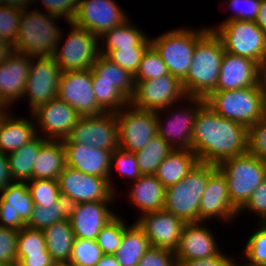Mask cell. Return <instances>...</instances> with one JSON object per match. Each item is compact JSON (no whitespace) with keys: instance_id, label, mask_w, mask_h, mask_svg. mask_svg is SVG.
Returning <instances> with one entry per match:
<instances>
[{"instance_id":"1","label":"cell","mask_w":266,"mask_h":266,"mask_svg":"<svg viewBox=\"0 0 266 266\" xmlns=\"http://www.w3.org/2000/svg\"><path fill=\"white\" fill-rule=\"evenodd\" d=\"M192 151L199 162L218 165L248 151V128L221 117L204 103L195 117Z\"/></svg>"},{"instance_id":"2","label":"cell","mask_w":266,"mask_h":266,"mask_svg":"<svg viewBox=\"0 0 266 266\" xmlns=\"http://www.w3.org/2000/svg\"><path fill=\"white\" fill-rule=\"evenodd\" d=\"M221 39L209 30L195 46L187 76L182 80L188 97L206 98L216 89L223 55Z\"/></svg>"},{"instance_id":"3","label":"cell","mask_w":266,"mask_h":266,"mask_svg":"<svg viewBox=\"0 0 266 266\" xmlns=\"http://www.w3.org/2000/svg\"><path fill=\"white\" fill-rule=\"evenodd\" d=\"M62 18L36 7L23 10L13 50L33 58L53 57L62 34L57 20Z\"/></svg>"},{"instance_id":"4","label":"cell","mask_w":266,"mask_h":266,"mask_svg":"<svg viewBox=\"0 0 266 266\" xmlns=\"http://www.w3.org/2000/svg\"><path fill=\"white\" fill-rule=\"evenodd\" d=\"M216 170L214 164L199 162L181 181L165 188L164 210L184 223L200 222V201Z\"/></svg>"},{"instance_id":"5","label":"cell","mask_w":266,"mask_h":266,"mask_svg":"<svg viewBox=\"0 0 266 266\" xmlns=\"http://www.w3.org/2000/svg\"><path fill=\"white\" fill-rule=\"evenodd\" d=\"M205 104L221 117L247 128L266 116L261 83L240 89L213 91L205 98Z\"/></svg>"},{"instance_id":"6","label":"cell","mask_w":266,"mask_h":266,"mask_svg":"<svg viewBox=\"0 0 266 266\" xmlns=\"http://www.w3.org/2000/svg\"><path fill=\"white\" fill-rule=\"evenodd\" d=\"M232 204L240 210L254 190L266 179V162L248 151L219 163Z\"/></svg>"},{"instance_id":"7","label":"cell","mask_w":266,"mask_h":266,"mask_svg":"<svg viewBox=\"0 0 266 266\" xmlns=\"http://www.w3.org/2000/svg\"><path fill=\"white\" fill-rule=\"evenodd\" d=\"M209 30V27L200 29L179 27L150 38V41L167 65L169 74L182 81L191 66L196 43Z\"/></svg>"},{"instance_id":"8","label":"cell","mask_w":266,"mask_h":266,"mask_svg":"<svg viewBox=\"0 0 266 266\" xmlns=\"http://www.w3.org/2000/svg\"><path fill=\"white\" fill-rule=\"evenodd\" d=\"M214 33L221 39L226 52L249 58L261 68L266 64V33L255 21H227Z\"/></svg>"},{"instance_id":"9","label":"cell","mask_w":266,"mask_h":266,"mask_svg":"<svg viewBox=\"0 0 266 266\" xmlns=\"http://www.w3.org/2000/svg\"><path fill=\"white\" fill-rule=\"evenodd\" d=\"M71 29L67 38L61 34L53 58L61 71H79L92 69L99 53V38L86 30L68 22ZM64 36V37H63ZM63 37V39H62ZM66 38V39H64ZM65 40L63 45L61 43Z\"/></svg>"},{"instance_id":"10","label":"cell","mask_w":266,"mask_h":266,"mask_svg":"<svg viewBox=\"0 0 266 266\" xmlns=\"http://www.w3.org/2000/svg\"><path fill=\"white\" fill-rule=\"evenodd\" d=\"M185 102H189V104L181 107L176 103L164 110L156 112L157 134L173 149L192 150V134L195 117L198 109L205 103V99L200 97H187ZM163 113L166 115L165 118H162Z\"/></svg>"},{"instance_id":"11","label":"cell","mask_w":266,"mask_h":266,"mask_svg":"<svg viewBox=\"0 0 266 266\" xmlns=\"http://www.w3.org/2000/svg\"><path fill=\"white\" fill-rule=\"evenodd\" d=\"M134 82L135 90L129 103L135 108L157 112L176 103L184 104L188 97L182 81L172 74Z\"/></svg>"},{"instance_id":"12","label":"cell","mask_w":266,"mask_h":266,"mask_svg":"<svg viewBox=\"0 0 266 266\" xmlns=\"http://www.w3.org/2000/svg\"><path fill=\"white\" fill-rule=\"evenodd\" d=\"M62 142L63 144H82L113 152L119 148L116 112L82 116Z\"/></svg>"},{"instance_id":"13","label":"cell","mask_w":266,"mask_h":266,"mask_svg":"<svg viewBox=\"0 0 266 266\" xmlns=\"http://www.w3.org/2000/svg\"><path fill=\"white\" fill-rule=\"evenodd\" d=\"M119 148L137 152L157 135L156 112L133 107L130 103L116 112Z\"/></svg>"},{"instance_id":"14","label":"cell","mask_w":266,"mask_h":266,"mask_svg":"<svg viewBox=\"0 0 266 266\" xmlns=\"http://www.w3.org/2000/svg\"><path fill=\"white\" fill-rule=\"evenodd\" d=\"M57 181L61 196L66 198L70 205L117 199V194L110 188L107 178L85 174L67 165Z\"/></svg>"},{"instance_id":"15","label":"cell","mask_w":266,"mask_h":266,"mask_svg":"<svg viewBox=\"0 0 266 266\" xmlns=\"http://www.w3.org/2000/svg\"><path fill=\"white\" fill-rule=\"evenodd\" d=\"M61 72L53 57H32L22 99L29 102V114L57 97Z\"/></svg>"},{"instance_id":"16","label":"cell","mask_w":266,"mask_h":266,"mask_svg":"<svg viewBox=\"0 0 266 266\" xmlns=\"http://www.w3.org/2000/svg\"><path fill=\"white\" fill-rule=\"evenodd\" d=\"M57 97L72 106L81 117L106 112L96 100L91 69L62 71Z\"/></svg>"},{"instance_id":"17","label":"cell","mask_w":266,"mask_h":266,"mask_svg":"<svg viewBox=\"0 0 266 266\" xmlns=\"http://www.w3.org/2000/svg\"><path fill=\"white\" fill-rule=\"evenodd\" d=\"M115 0H80L72 22L98 38L129 18Z\"/></svg>"},{"instance_id":"18","label":"cell","mask_w":266,"mask_h":266,"mask_svg":"<svg viewBox=\"0 0 266 266\" xmlns=\"http://www.w3.org/2000/svg\"><path fill=\"white\" fill-rule=\"evenodd\" d=\"M31 115L36 121L37 135L52 140L65 139L81 118L72 106L58 97L40 105Z\"/></svg>"},{"instance_id":"19","label":"cell","mask_w":266,"mask_h":266,"mask_svg":"<svg viewBox=\"0 0 266 266\" xmlns=\"http://www.w3.org/2000/svg\"><path fill=\"white\" fill-rule=\"evenodd\" d=\"M114 203L99 201L70 205L68 218L75 238L96 240L100 230L118 215L110 208Z\"/></svg>"},{"instance_id":"20","label":"cell","mask_w":266,"mask_h":266,"mask_svg":"<svg viewBox=\"0 0 266 266\" xmlns=\"http://www.w3.org/2000/svg\"><path fill=\"white\" fill-rule=\"evenodd\" d=\"M136 219L151 246L175 252L185 224L181 219L164 209L144 213Z\"/></svg>"},{"instance_id":"21","label":"cell","mask_w":266,"mask_h":266,"mask_svg":"<svg viewBox=\"0 0 266 266\" xmlns=\"http://www.w3.org/2000/svg\"><path fill=\"white\" fill-rule=\"evenodd\" d=\"M238 209L232 204L225 177L217 169L210 177L200 201V222L221 220L237 221Z\"/></svg>"},{"instance_id":"22","label":"cell","mask_w":266,"mask_h":266,"mask_svg":"<svg viewBox=\"0 0 266 266\" xmlns=\"http://www.w3.org/2000/svg\"><path fill=\"white\" fill-rule=\"evenodd\" d=\"M33 206L27 182H12L0 190V226L19 231L29 221Z\"/></svg>"},{"instance_id":"23","label":"cell","mask_w":266,"mask_h":266,"mask_svg":"<svg viewBox=\"0 0 266 266\" xmlns=\"http://www.w3.org/2000/svg\"><path fill=\"white\" fill-rule=\"evenodd\" d=\"M32 57L13 50L0 63V97L11 108L23 99Z\"/></svg>"},{"instance_id":"24","label":"cell","mask_w":266,"mask_h":266,"mask_svg":"<svg viewBox=\"0 0 266 266\" xmlns=\"http://www.w3.org/2000/svg\"><path fill=\"white\" fill-rule=\"evenodd\" d=\"M205 222L185 223L178 247L176 260H197L216 255L220 251L217 236Z\"/></svg>"},{"instance_id":"25","label":"cell","mask_w":266,"mask_h":266,"mask_svg":"<svg viewBox=\"0 0 266 266\" xmlns=\"http://www.w3.org/2000/svg\"><path fill=\"white\" fill-rule=\"evenodd\" d=\"M260 71L261 67L255 61L225 51L214 91H227L258 85Z\"/></svg>"},{"instance_id":"26","label":"cell","mask_w":266,"mask_h":266,"mask_svg":"<svg viewBox=\"0 0 266 266\" xmlns=\"http://www.w3.org/2000/svg\"><path fill=\"white\" fill-rule=\"evenodd\" d=\"M66 165L85 174L107 178L111 170V151L82 144H63Z\"/></svg>"},{"instance_id":"27","label":"cell","mask_w":266,"mask_h":266,"mask_svg":"<svg viewBox=\"0 0 266 266\" xmlns=\"http://www.w3.org/2000/svg\"><path fill=\"white\" fill-rule=\"evenodd\" d=\"M34 120L31 114L27 118H18L11 110L2 113L0 115V151L9 154L33 140L37 136Z\"/></svg>"},{"instance_id":"28","label":"cell","mask_w":266,"mask_h":266,"mask_svg":"<svg viewBox=\"0 0 266 266\" xmlns=\"http://www.w3.org/2000/svg\"><path fill=\"white\" fill-rule=\"evenodd\" d=\"M130 184L126 197L129 203L140 211L138 217L144 213L164 209L165 187L154 174L142 175Z\"/></svg>"},{"instance_id":"29","label":"cell","mask_w":266,"mask_h":266,"mask_svg":"<svg viewBox=\"0 0 266 266\" xmlns=\"http://www.w3.org/2000/svg\"><path fill=\"white\" fill-rule=\"evenodd\" d=\"M65 166V149L62 140L47 139L35 158L32 179L57 180Z\"/></svg>"},{"instance_id":"30","label":"cell","mask_w":266,"mask_h":266,"mask_svg":"<svg viewBox=\"0 0 266 266\" xmlns=\"http://www.w3.org/2000/svg\"><path fill=\"white\" fill-rule=\"evenodd\" d=\"M198 163L192 150L174 149L163 159L154 175L167 188L181 181Z\"/></svg>"},{"instance_id":"31","label":"cell","mask_w":266,"mask_h":266,"mask_svg":"<svg viewBox=\"0 0 266 266\" xmlns=\"http://www.w3.org/2000/svg\"><path fill=\"white\" fill-rule=\"evenodd\" d=\"M42 231L47 251L56 264L69 263L75 240L69 218L60 220Z\"/></svg>"},{"instance_id":"32","label":"cell","mask_w":266,"mask_h":266,"mask_svg":"<svg viewBox=\"0 0 266 266\" xmlns=\"http://www.w3.org/2000/svg\"><path fill=\"white\" fill-rule=\"evenodd\" d=\"M151 247L143 229L133 221L124 231L119 248L114 256L120 266H137L139 260Z\"/></svg>"},{"instance_id":"33","label":"cell","mask_w":266,"mask_h":266,"mask_svg":"<svg viewBox=\"0 0 266 266\" xmlns=\"http://www.w3.org/2000/svg\"><path fill=\"white\" fill-rule=\"evenodd\" d=\"M136 27L129 17L122 24L106 31L99 37V49H120L125 46H150V36ZM101 41V42H100Z\"/></svg>"},{"instance_id":"34","label":"cell","mask_w":266,"mask_h":266,"mask_svg":"<svg viewBox=\"0 0 266 266\" xmlns=\"http://www.w3.org/2000/svg\"><path fill=\"white\" fill-rule=\"evenodd\" d=\"M92 81L113 83L129 100L134 94V75L111 62L104 55H99L92 66Z\"/></svg>"},{"instance_id":"35","label":"cell","mask_w":266,"mask_h":266,"mask_svg":"<svg viewBox=\"0 0 266 266\" xmlns=\"http://www.w3.org/2000/svg\"><path fill=\"white\" fill-rule=\"evenodd\" d=\"M47 139L37 135L29 143L24 144L18 150L8 156L10 173L14 181L28 182L32 179V169L39 149Z\"/></svg>"},{"instance_id":"36","label":"cell","mask_w":266,"mask_h":266,"mask_svg":"<svg viewBox=\"0 0 266 266\" xmlns=\"http://www.w3.org/2000/svg\"><path fill=\"white\" fill-rule=\"evenodd\" d=\"M174 150L160 135L154 136L147 145L135 152L142 175L155 174L163 159Z\"/></svg>"},{"instance_id":"37","label":"cell","mask_w":266,"mask_h":266,"mask_svg":"<svg viewBox=\"0 0 266 266\" xmlns=\"http://www.w3.org/2000/svg\"><path fill=\"white\" fill-rule=\"evenodd\" d=\"M69 212L70 203L61 196L55 203L45 204L43 207L34 205L26 226L32 229L43 230L60 220L68 218Z\"/></svg>"},{"instance_id":"38","label":"cell","mask_w":266,"mask_h":266,"mask_svg":"<svg viewBox=\"0 0 266 266\" xmlns=\"http://www.w3.org/2000/svg\"><path fill=\"white\" fill-rule=\"evenodd\" d=\"M111 170L110 175L108 177V182L110 185V188L115 193V183H113V175L116 171L119 173V175L123 176L124 178H129L132 181H136L139 177L142 176V173L139 170V167L137 165L136 155L133 152L125 151L121 148L115 149L111 154ZM114 168L116 170H114ZM113 174V175H112Z\"/></svg>"},{"instance_id":"39","label":"cell","mask_w":266,"mask_h":266,"mask_svg":"<svg viewBox=\"0 0 266 266\" xmlns=\"http://www.w3.org/2000/svg\"><path fill=\"white\" fill-rule=\"evenodd\" d=\"M149 46H125L120 49H99L111 62L135 75L139 68L143 54Z\"/></svg>"},{"instance_id":"40","label":"cell","mask_w":266,"mask_h":266,"mask_svg":"<svg viewBox=\"0 0 266 266\" xmlns=\"http://www.w3.org/2000/svg\"><path fill=\"white\" fill-rule=\"evenodd\" d=\"M92 85L98 104L106 112H118L130 102L111 82L92 81Z\"/></svg>"},{"instance_id":"41","label":"cell","mask_w":266,"mask_h":266,"mask_svg":"<svg viewBox=\"0 0 266 266\" xmlns=\"http://www.w3.org/2000/svg\"><path fill=\"white\" fill-rule=\"evenodd\" d=\"M125 220L118 214L100 230L95 241L103 254L114 255L116 253L121 244L124 231L129 225Z\"/></svg>"},{"instance_id":"42","label":"cell","mask_w":266,"mask_h":266,"mask_svg":"<svg viewBox=\"0 0 266 266\" xmlns=\"http://www.w3.org/2000/svg\"><path fill=\"white\" fill-rule=\"evenodd\" d=\"M255 231L247 238L243 255L251 266H266V223H256Z\"/></svg>"},{"instance_id":"43","label":"cell","mask_w":266,"mask_h":266,"mask_svg":"<svg viewBox=\"0 0 266 266\" xmlns=\"http://www.w3.org/2000/svg\"><path fill=\"white\" fill-rule=\"evenodd\" d=\"M169 74L167 65L156 49L150 45L143 54L134 81H146Z\"/></svg>"},{"instance_id":"44","label":"cell","mask_w":266,"mask_h":266,"mask_svg":"<svg viewBox=\"0 0 266 266\" xmlns=\"http://www.w3.org/2000/svg\"><path fill=\"white\" fill-rule=\"evenodd\" d=\"M103 256L95 240L75 238L69 263L71 266H96Z\"/></svg>"},{"instance_id":"45","label":"cell","mask_w":266,"mask_h":266,"mask_svg":"<svg viewBox=\"0 0 266 266\" xmlns=\"http://www.w3.org/2000/svg\"><path fill=\"white\" fill-rule=\"evenodd\" d=\"M47 251L46 240L42 230L27 226L21 228L17 237V263L27 254Z\"/></svg>"},{"instance_id":"46","label":"cell","mask_w":266,"mask_h":266,"mask_svg":"<svg viewBox=\"0 0 266 266\" xmlns=\"http://www.w3.org/2000/svg\"><path fill=\"white\" fill-rule=\"evenodd\" d=\"M34 205L41 207L55 203L60 197L58 181L54 179H31L27 182Z\"/></svg>"},{"instance_id":"47","label":"cell","mask_w":266,"mask_h":266,"mask_svg":"<svg viewBox=\"0 0 266 266\" xmlns=\"http://www.w3.org/2000/svg\"><path fill=\"white\" fill-rule=\"evenodd\" d=\"M226 6L232 9V15L224 19L217 26H210L209 29L214 31L219 25L232 20L255 21L260 9L261 0H225Z\"/></svg>"},{"instance_id":"48","label":"cell","mask_w":266,"mask_h":266,"mask_svg":"<svg viewBox=\"0 0 266 266\" xmlns=\"http://www.w3.org/2000/svg\"><path fill=\"white\" fill-rule=\"evenodd\" d=\"M19 231L0 226V266L17 265V237Z\"/></svg>"},{"instance_id":"49","label":"cell","mask_w":266,"mask_h":266,"mask_svg":"<svg viewBox=\"0 0 266 266\" xmlns=\"http://www.w3.org/2000/svg\"><path fill=\"white\" fill-rule=\"evenodd\" d=\"M21 12L8 6L0 5V36H3L11 45L17 40Z\"/></svg>"},{"instance_id":"50","label":"cell","mask_w":266,"mask_h":266,"mask_svg":"<svg viewBox=\"0 0 266 266\" xmlns=\"http://www.w3.org/2000/svg\"><path fill=\"white\" fill-rule=\"evenodd\" d=\"M248 152L266 162V116L248 128Z\"/></svg>"},{"instance_id":"51","label":"cell","mask_w":266,"mask_h":266,"mask_svg":"<svg viewBox=\"0 0 266 266\" xmlns=\"http://www.w3.org/2000/svg\"><path fill=\"white\" fill-rule=\"evenodd\" d=\"M244 212L255 214L258 220L256 223H266V179L254 190L247 203L238 211V216Z\"/></svg>"},{"instance_id":"52","label":"cell","mask_w":266,"mask_h":266,"mask_svg":"<svg viewBox=\"0 0 266 266\" xmlns=\"http://www.w3.org/2000/svg\"><path fill=\"white\" fill-rule=\"evenodd\" d=\"M38 1L45 8L43 11L63 17L66 23L74 19L80 3V0H33V3Z\"/></svg>"},{"instance_id":"53","label":"cell","mask_w":266,"mask_h":266,"mask_svg":"<svg viewBox=\"0 0 266 266\" xmlns=\"http://www.w3.org/2000/svg\"><path fill=\"white\" fill-rule=\"evenodd\" d=\"M137 266H178L175 253L168 249L151 246Z\"/></svg>"},{"instance_id":"54","label":"cell","mask_w":266,"mask_h":266,"mask_svg":"<svg viewBox=\"0 0 266 266\" xmlns=\"http://www.w3.org/2000/svg\"><path fill=\"white\" fill-rule=\"evenodd\" d=\"M221 250L211 257L197 260H176L178 266H234L236 259ZM231 256V257H230Z\"/></svg>"},{"instance_id":"55","label":"cell","mask_w":266,"mask_h":266,"mask_svg":"<svg viewBox=\"0 0 266 266\" xmlns=\"http://www.w3.org/2000/svg\"><path fill=\"white\" fill-rule=\"evenodd\" d=\"M56 262L52 259L48 251L41 253L27 254L22 258L17 266H55Z\"/></svg>"},{"instance_id":"56","label":"cell","mask_w":266,"mask_h":266,"mask_svg":"<svg viewBox=\"0 0 266 266\" xmlns=\"http://www.w3.org/2000/svg\"><path fill=\"white\" fill-rule=\"evenodd\" d=\"M12 182L14 180L10 173L8 156L0 151V190L5 189Z\"/></svg>"},{"instance_id":"57","label":"cell","mask_w":266,"mask_h":266,"mask_svg":"<svg viewBox=\"0 0 266 266\" xmlns=\"http://www.w3.org/2000/svg\"><path fill=\"white\" fill-rule=\"evenodd\" d=\"M0 5L23 11L34 4L33 0H0Z\"/></svg>"},{"instance_id":"58","label":"cell","mask_w":266,"mask_h":266,"mask_svg":"<svg viewBox=\"0 0 266 266\" xmlns=\"http://www.w3.org/2000/svg\"><path fill=\"white\" fill-rule=\"evenodd\" d=\"M255 22L266 33V0H261L260 9Z\"/></svg>"},{"instance_id":"59","label":"cell","mask_w":266,"mask_h":266,"mask_svg":"<svg viewBox=\"0 0 266 266\" xmlns=\"http://www.w3.org/2000/svg\"><path fill=\"white\" fill-rule=\"evenodd\" d=\"M96 266H120V264L114 255L103 254Z\"/></svg>"},{"instance_id":"60","label":"cell","mask_w":266,"mask_h":266,"mask_svg":"<svg viewBox=\"0 0 266 266\" xmlns=\"http://www.w3.org/2000/svg\"><path fill=\"white\" fill-rule=\"evenodd\" d=\"M12 51L13 47L9 42H0V63L5 61Z\"/></svg>"},{"instance_id":"61","label":"cell","mask_w":266,"mask_h":266,"mask_svg":"<svg viewBox=\"0 0 266 266\" xmlns=\"http://www.w3.org/2000/svg\"><path fill=\"white\" fill-rule=\"evenodd\" d=\"M260 83L263 90L264 106L266 110V64L261 68L260 71Z\"/></svg>"},{"instance_id":"62","label":"cell","mask_w":266,"mask_h":266,"mask_svg":"<svg viewBox=\"0 0 266 266\" xmlns=\"http://www.w3.org/2000/svg\"><path fill=\"white\" fill-rule=\"evenodd\" d=\"M10 108L2 101L0 97V111L3 113L9 112Z\"/></svg>"},{"instance_id":"63","label":"cell","mask_w":266,"mask_h":266,"mask_svg":"<svg viewBox=\"0 0 266 266\" xmlns=\"http://www.w3.org/2000/svg\"><path fill=\"white\" fill-rule=\"evenodd\" d=\"M238 263V264H237ZM240 263L237 261H235V263H234V266H251V265H248V264H246L245 262H244V265L243 264H240Z\"/></svg>"},{"instance_id":"64","label":"cell","mask_w":266,"mask_h":266,"mask_svg":"<svg viewBox=\"0 0 266 266\" xmlns=\"http://www.w3.org/2000/svg\"><path fill=\"white\" fill-rule=\"evenodd\" d=\"M55 266H71V265L68 263H62V264H56Z\"/></svg>"},{"instance_id":"65","label":"cell","mask_w":266,"mask_h":266,"mask_svg":"<svg viewBox=\"0 0 266 266\" xmlns=\"http://www.w3.org/2000/svg\"><path fill=\"white\" fill-rule=\"evenodd\" d=\"M0 42H8L3 36H0Z\"/></svg>"}]
</instances>
